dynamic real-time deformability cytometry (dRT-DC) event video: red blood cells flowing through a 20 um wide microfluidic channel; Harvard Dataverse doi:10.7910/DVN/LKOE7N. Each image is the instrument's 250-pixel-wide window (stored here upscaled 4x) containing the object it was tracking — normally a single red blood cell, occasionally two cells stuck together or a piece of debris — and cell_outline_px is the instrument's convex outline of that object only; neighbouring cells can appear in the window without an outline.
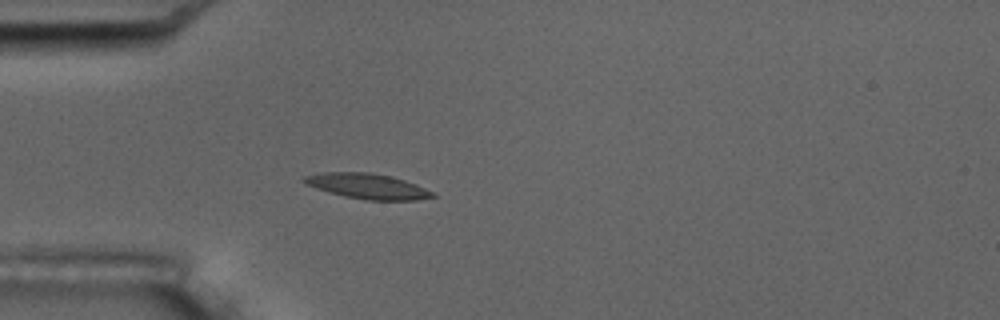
{"species": "common noctule bat (a hibernating species)", "species_latin": "Nyctalus noctula", "temperature_condition": "room temperature", "stored_images_in_passage": 3, "camera_frame_rate_fps": 3000, "um_per_image_px": 0.085, "animal": {"sex": "male", "body_mass_g": 17.5, "forearm_length_mm": 52.3}, "frame": {"image": 1, "passage_image": 3, "time_ms": 3.0, "image_size_px": [1000, 320], "cell_outline_px": [[436, 196], [416, 200], [364, 200], [344, 196], [328, 192], [316, 188], [300, 180], [304, 176], [324, 172], [372, 172], [392, 176], [416, 184], [432, 192]], "centroid_in_image_um": [31.22, 15.82], "position_along_channel_um": 53.8, "area_um2": 18.9}}